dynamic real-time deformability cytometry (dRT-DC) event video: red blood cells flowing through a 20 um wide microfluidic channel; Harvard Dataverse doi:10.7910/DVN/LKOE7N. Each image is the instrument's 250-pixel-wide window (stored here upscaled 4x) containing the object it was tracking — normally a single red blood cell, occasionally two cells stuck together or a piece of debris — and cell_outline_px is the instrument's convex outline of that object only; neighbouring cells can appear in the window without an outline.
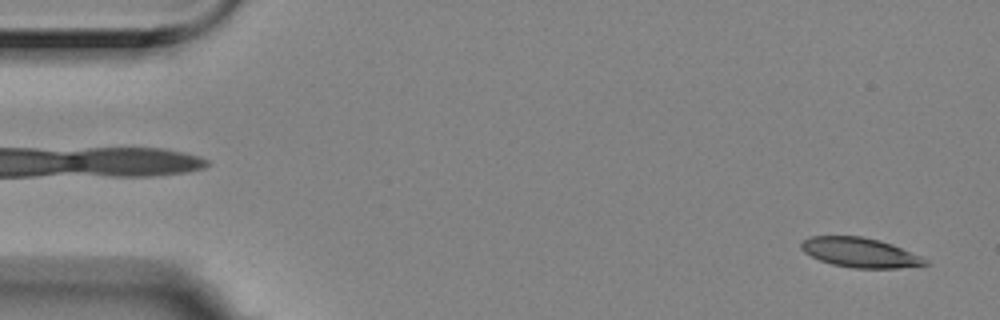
{"species": "Egyptian fruit bat (a non-hibernating species)", "species_latin": "Rousettus aegyptiacus", "temperature_condition": "room temperature", "stored_images_in_passage": 17, "camera_frame_rate_fps": 3000, "um_per_image_px": 0.085, "animal": {"sex": "female"}, "frame": {"image": 1, "passage_image": 2, "time_ms": 0.333, "image_size_px": [1000, 320], "cell_outline_px": [[928, 264], [896, 268], [852, 268], [832, 264], [820, 260], [804, 252], [800, 248], [800, 244], [808, 236], [860, 236], [880, 240], [892, 244], [920, 256]], "centroid_in_image_um": [73.04, 21.46], "position_along_channel_um": 12.0, "area_um2": 21.15}}
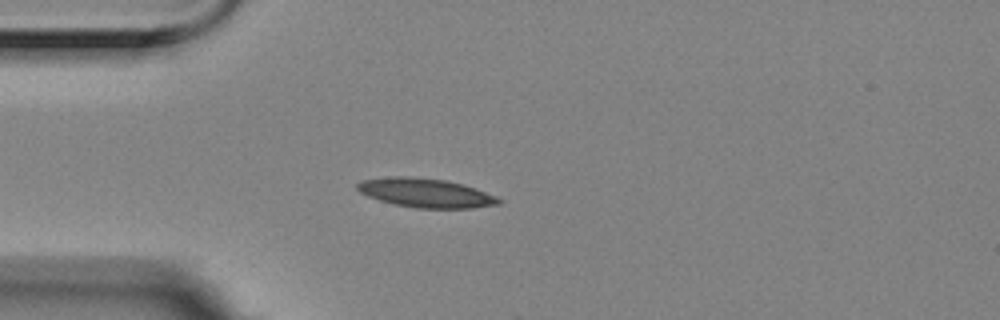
{"frame": {"image": 2, "passage_image": 14, "time_ms": 4.333, "image_size_px": [1000, 320], "cell_outline_px": [[504, 200], [500, 204], [472, 208], [416, 208], [396, 204], [380, 200], [368, 196], [360, 192], [356, 188], [356, 184], [360, 180], [388, 176], [412, 176], [448, 180], [464, 184], [476, 188], [496, 196]], "centroid_in_image_um": [36.2, 16.38], "position_along_channel_um": 48.8, "area_um2": 24.22}}